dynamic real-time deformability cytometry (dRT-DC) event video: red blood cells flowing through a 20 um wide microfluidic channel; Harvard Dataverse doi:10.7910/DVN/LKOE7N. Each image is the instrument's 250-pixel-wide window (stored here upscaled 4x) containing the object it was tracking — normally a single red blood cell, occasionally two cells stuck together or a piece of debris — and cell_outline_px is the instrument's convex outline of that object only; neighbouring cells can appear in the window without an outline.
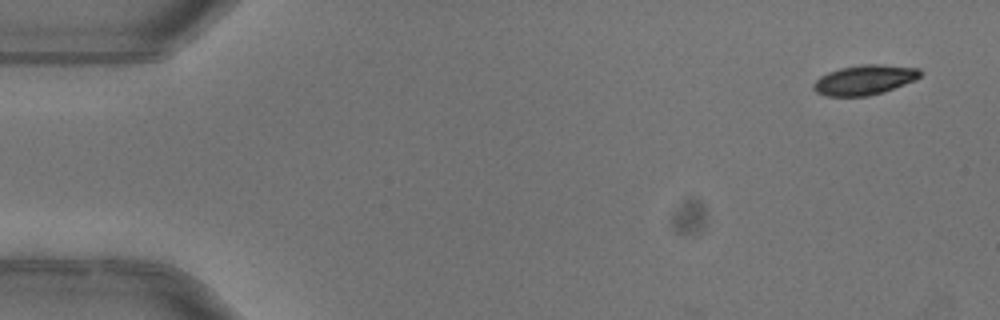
{"species": "common noctule bat (a hibernating species)", "species_latin": "Nyctalus noctula", "temperature_condition": "warm", "stored_images_in_passage": 2, "camera_frame_rate_fps": 3000, "um_per_image_px": 0.085, "animal": {"sex": "female"}, "frame": {"image": 1, "passage_image": 2, "time_ms": 0.333, "image_size_px": [1000, 320], "cell_outline_px": [[920, 76], [916, 80], [884, 92], [868, 96], [824, 96], [816, 92], [812, 88], [812, 84], [820, 76], [828, 72], [840, 68], [860, 64], [880, 64], [920, 68]], "centroid_in_image_um": [73.47, 6.79], "position_along_channel_um": 11.5, "area_um2": 18.73}}